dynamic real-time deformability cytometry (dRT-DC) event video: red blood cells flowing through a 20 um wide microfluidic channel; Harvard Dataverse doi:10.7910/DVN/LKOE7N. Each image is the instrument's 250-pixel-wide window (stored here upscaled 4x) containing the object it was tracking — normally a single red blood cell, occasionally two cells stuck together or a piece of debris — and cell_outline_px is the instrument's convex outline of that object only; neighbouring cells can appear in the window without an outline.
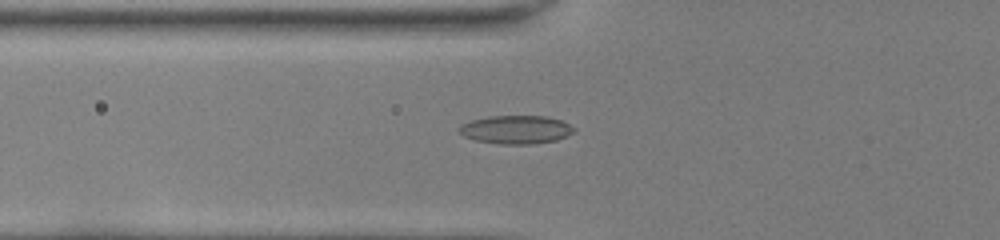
{"species": "common noctule bat (a hibernating species)", "species_latin": "Nyctalus noctula", "temperature_condition": "room temperature", "stored_images_in_passage": 36, "camera_frame_rate_fps": 3000, "um_per_image_px": 0.085, "animal": {"sex": "female", "body_mass_g": 22.0, "forearm_length_mm": 56.7}, "frame": {"image": 1, "passage_image": 5, "time_ms": 1.333, "image_size_px": [1000, 240], "cell_outline_px": [[576, 132], [556, 140], [532, 144], [500, 144], [476, 140], [464, 136], [460, 132], [460, 124], [472, 120], [492, 116], [544, 116], [560, 120], [576, 128]], "centroid_in_image_um": [43.89, 11.02], "position_along_channel_um": 81.9, "area_um2": 18.84}}
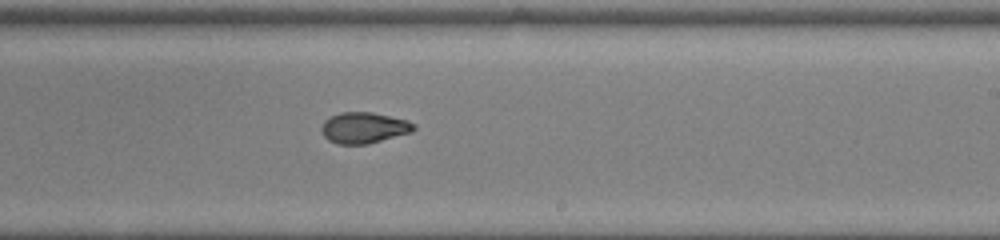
{"frame": {"image": 2, "passage_image": 18, "time_ms": 5.667, "image_size_px": [1000, 240], "cell_outline_px": [[416, 128], [412, 132], [368, 144], [340, 144], [328, 140], [324, 136], [320, 128], [324, 120], [328, 116], [340, 112], [372, 112], [408, 120], [416, 124]], "centroid_in_image_um": [30.93, 10.85], "position_along_channel_um": 258.1, "area_um2": 16.88}}
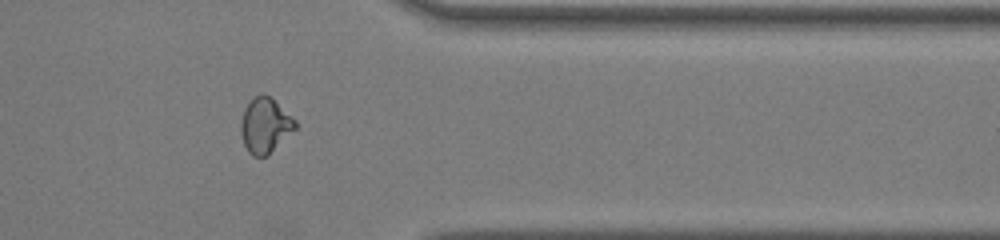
{"frame": {"image": 3, "passage_image": 28, "time_ms": 9.0, "image_size_px": [1000, 240], "cell_outline_px": [[296, 128], [268, 156], [252, 156], [248, 152], [244, 144], [240, 132], [240, 124], [244, 108], [248, 100], [252, 96], [260, 92], [268, 96], [296, 120]], "centroid_in_image_um": [22.5, 10.65], "position_along_channel_um": 388.9, "area_um2": 17.57}, "authors_computed_cell_mechanics": {"area_um2": 17.1955, "velocity_mm_per_s": 4.0647, "shape_relaxation_time_tau1_ms": 8.2668, "shape_relaxation_time_tau2_ms": 1.9283, "deformation_change_tau1": 0.2147, "deformation_change_tau2": 0.0712}}